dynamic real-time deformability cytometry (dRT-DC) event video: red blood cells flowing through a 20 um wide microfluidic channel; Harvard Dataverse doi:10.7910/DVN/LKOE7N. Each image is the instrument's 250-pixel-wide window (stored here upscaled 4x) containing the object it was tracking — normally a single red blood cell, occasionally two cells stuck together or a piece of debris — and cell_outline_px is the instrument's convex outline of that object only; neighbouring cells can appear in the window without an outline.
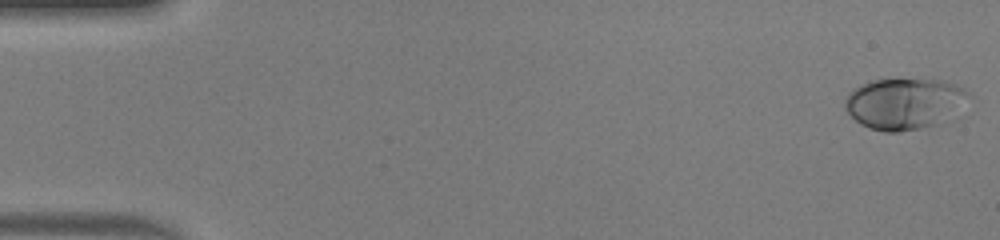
{"species": "human", "species_latin": "Homo sapiens", "temperature_condition": "warm", "stored_images_in_passage": 50, "camera_frame_rate_fps": 3000, "um_per_image_px": 0.085, "donor": {"sex": "male"}, "frame": {"image": 1, "passage_image": 1, "time_ms": 0.0, "image_size_px": [1000, 240], "cell_outline_px": [[972, 96], [936, 124], [896, 132], [884, 132], [868, 128], [860, 124], [844, 108], [844, 100], [848, 92], [860, 84], [872, 80], [948, 80], [972, 92]], "centroid_in_image_um": [76.82, 8.78], "position_along_channel_um": 8.2, "area_um2": 36.41}}
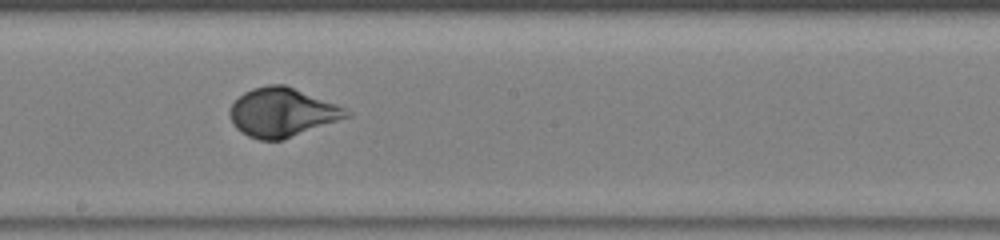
{"frame": {"image": 2, "passage_image": 28, "time_ms": 9.0, "image_size_px": [1000, 240], "cell_outline_px": [[352, 116], [284, 140], [260, 140], [248, 136], [240, 132], [232, 124], [228, 112], [232, 104], [244, 92], [252, 88], [268, 84], [284, 84], [336, 104], [352, 112]], "centroid_in_image_um": [23.98, 9.57], "position_along_channel_um": 224.2, "area_um2": 33.41}}
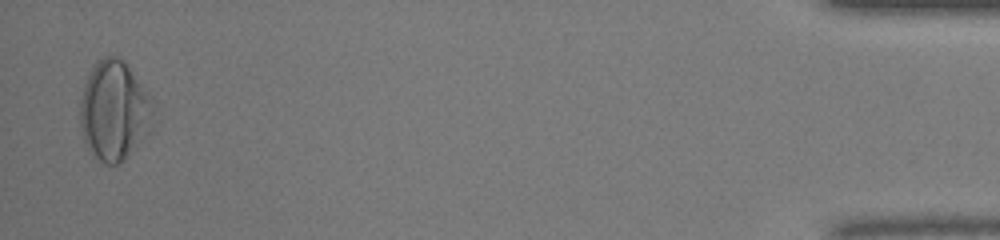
{"frame": {"image": 3, "passage_image": 49, "time_ms": 16.0, "image_size_px": [1000, 240], "cell_outline_px": [[152, 112], [144, 136], [116, 164], [104, 164], [92, 156], [84, 144], [80, 128], [80, 100], [84, 84], [96, 60], [104, 56], [116, 56], [128, 68], [152, 100]], "centroid_in_image_um": [9.6, 9.4], "position_along_channel_um": 425.6, "area_um2": 41.15}, "authors_computed_cell_mechanics": {"area_um2": 33.4662, "velocity_mm_per_s": 4.1256, "shape_relaxation_time_tau1_ms": 3.467, "shape_relaxation_time_tau2_ms": null, "deformation_change_tau1": 0.1947, "deformation_change_tau2": null}}